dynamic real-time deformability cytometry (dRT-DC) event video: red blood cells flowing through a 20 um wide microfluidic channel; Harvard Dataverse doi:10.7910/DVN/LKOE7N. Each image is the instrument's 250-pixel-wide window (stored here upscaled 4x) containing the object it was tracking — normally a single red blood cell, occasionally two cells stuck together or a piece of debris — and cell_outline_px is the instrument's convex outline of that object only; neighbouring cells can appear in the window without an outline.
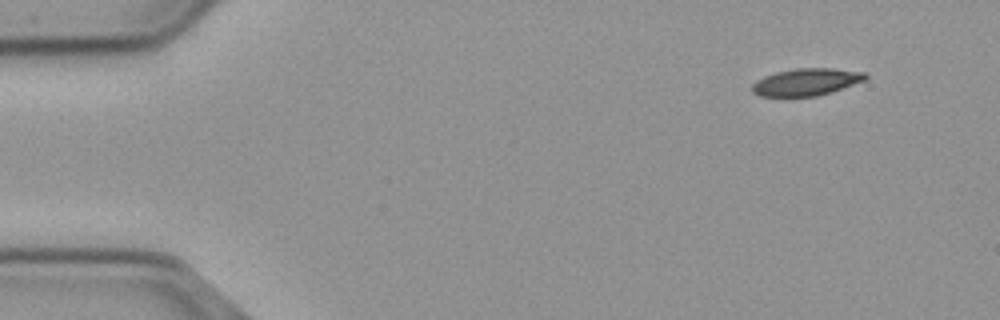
{"species": "common noctule bat (a hibernating species)", "species_latin": "Nyctalus noctula", "temperature_condition": "cold", "stored_images_in_passage": 20, "camera_frame_rate_fps": 3000, "um_per_image_px": 0.085, "animal": {"sex": "male", "body_mass_g": 23.1, "forearm_length_mm": 52.7}, "frame": {"image": 1, "passage_image": 1, "time_ms": 0.0, "image_size_px": [1000, 320], "cell_outline_px": [[868, 76], [864, 80], [832, 92], [816, 96], [788, 100], [760, 96], [752, 92], [752, 84], [756, 80], [764, 76], [776, 72], [796, 68], [832, 68], [864, 72]], "centroid_in_image_um": [68.45, 7.02], "position_along_channel_um": 16.6, "area_um2": 18.67}}
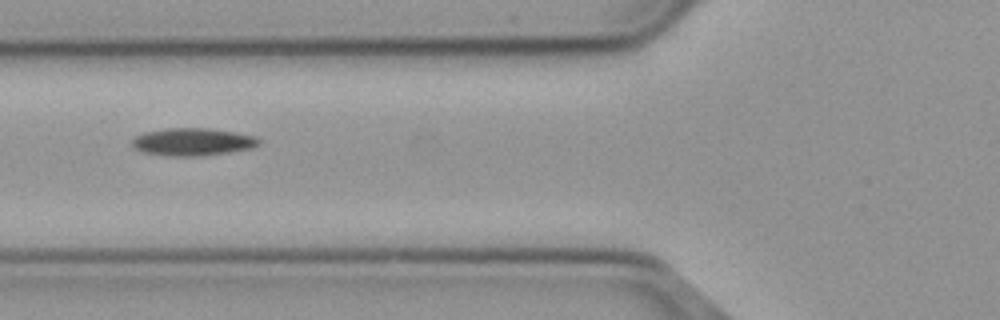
{"frame": {"image": 2, "passage_image": 17, "time_ms": 5.333, "image_size_px": [1000, 320], "cell_outline_px": [[260, 144], [252, 148], [228, 152], [200, 156], [168, 156], [144, 152], [136, 148], [132, 144], [132, 140], [136, 136], [144, 132], [164, 128], [208, 128], [236, 132], [256, 136], [260, 140]], "centroid_in_image_um": [16.4, 12.05], "position_along_channel_um": 109.4, "area_um2": 20.4}}
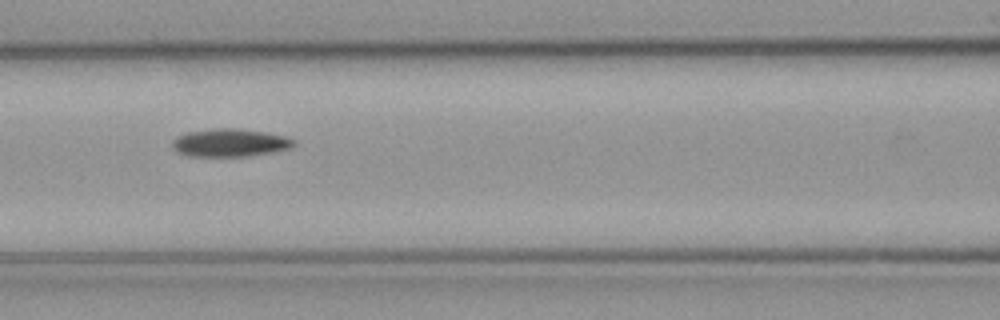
{"frame": {"image": 3, "passage_image": 20, "time_ms": 6.333, "image_size_px": [1000, 320], "cell_outline_px": [[296, 144], [292, 148], [272, 152], [248, 156], [188, 156], [176, 152], [172, 148], [172, 140], [176, 136], [188, 132], [216, 128], [232, 128], [264, 132], [288, 136], [296, 140]], "centroid_in_image_um": [19.55, 12.13], "position_along_channel_um": 147.0, "area_um2": 19.94}}